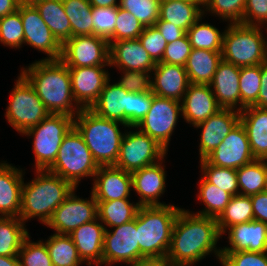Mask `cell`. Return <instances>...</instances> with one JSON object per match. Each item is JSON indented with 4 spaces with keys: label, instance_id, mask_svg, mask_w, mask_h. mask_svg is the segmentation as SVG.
Segmentation results:
<instances>
[{
    "label": "cell",
    "instance_id": "4316f807",
    "mask_svg": "<svg viewBox=\"0 0 267 266\" xmlns=\"http://www.w3.org/2000/svg\"><path fill=\"white\" fill-rule=\"evenodd\" d=\"M17 168L6 161L0 162V216L19 217L23 175Z\"/></svg>",
    "mask_w": 267,
    "mask_h": 266
},
{
    "label": "cell",
    "instance_id": "44dd1931",
    "mask_svg": "<svg viewBox=\"0 0 267 266\" xmlns=\"http://www.w3.org/2000/svg\"><path fill=\"white\" fill-rule=\"evenodd\" d=\"M239 121L240 111L222 108L204 122L196 125L194 128L202 129L199 143L200 160L216 149Z\"/></svg>",
    "mask_w": 267,
    "mask_h": 266
},
{
    "label": "cell",
    "instance_id": "db71d44e",
    "mask_svg": "<svg viewBox=\"0 0 267 266\" xmlns=\"http://www.w3.org/2000/svg\"><path fill=\"white\" fill-rule=\"evenodd\" d=\"M191 50L192 47L189 38L185 34L182 38L166 45L161 62L185 66Z\"/></svg>",
    "mask_w": 267,
    "mask_h": 266
},
{
    "label": "cell",
    "instance_id": "816d5d0a",
    "mask_svg": "<svg viewBox=\"0 0 267 266\" xmlns=\"http://www.w3.org/2000/svg\"><path fill=\"white\" fill-rule=\"evenodd\" d=\"M154 93L129 92V126H136L150 110Z\"/></svg>",
    "mask_w": 267,
    "mask_h": 266
},
{
    "label": "cell",
    "instance_id": "603a6c76",
    "mask_svg": "<svg viewBox=\"0 0 267 266\" xmlns=\"http://www.w3.org/2000/svg\"><path fill=\"white\" fill-rule=\"evenodd\" d=\"M189 84L187 72L182 65L159 62L152 70L151 91L159 97L181 102Z\"/></svg>",
    "mask_w": 267,
    "mask_h": 266
},
{
    "label": "cell",
    "instance_id": "60d3db41",
    "mask_svg": "<svg viewBox=\"0 0 267 266\" xmlns=\"http://www.w3.org/2000/svg\"><path fill=\"white\" fill-rule=\"evenodd\" d=\"M240 111L253 106L261 89V64L240 68Z\"/></svg>",
    "mask_w": 267,
    "mask_h": 266
},
{
    "label": "cell",
    "instance_id": "2e32d148",
    "mask_svg": "<svg viewBox=\"0 0 267 266\" xmlns=\"http://www.w3.org/2000/svg\"><path fill=\"white\" fill-rule=\"evenodd\" d=\"M204 159L214 166L235 170L255 160L242 123L239 121L222 143Z\"/></svg>",
    "mask_w": 267,
    "mask_h": 266
},
{
    "label": "cell",
    "instance_id": "484cf974",
    "mask_svg": "<svg viewBox=\"0 0 267 266\" xmlns=\"http://www.w3.org/2000/svg\"><path fill=\"white\" fill-rule=\"evenodd\" d=\"M239 78L240 67L224 60L219 63L209 85L221 108L240 111Z\"/></svg>",
    "mask_w": 267,
    "mask_h": 266
},
{
    "label": "cell",
    "instance_id": "e7e4bbea",
    "mask_svg": "<svg viewBox=\"0 0 267 266\" xmlns=\"http://www.w3.org/2000/svg\"><path fill=\"white\" fill-rule=\"evenodd\" d=\"M136 266H168L163 262H148L142 265H136Z\"/></svg>",
    "mask_w": 267,
    "mask_h": 266
},
{
    "label": "cell",
    "instance_id": "f35d334b",
    "mask_svg": "<svg viewBox=\"0 0 267 266\" xmlns=\"http://www.w3.org/2000/svg\"><path fill=\"white\" fill-rule=\"evenodd\" d=\"M201 16L186 32L192 49H206L222 52L224 32L214 25L202 22Z\"/></svg>",
    "mask_w": 267,
    "mask_h": 266
},
{
    "label": "cell",
    "instance_id": "ba28073f",
    "mask_svg": "<svg viewBox=\"0 0 267 266\" xmlns=\"http://www.w3.org/2000/svg\"><path fill=\"white\" fill-rule=\"evenodd\" d=\"M73 126L74 117L50 113L38 125L22 134L33 137L32 149L36 170H47L54 163L63 138Z\"/></svg>",
    "mask_w": 267,
    "mask_h": 266
},
{
    "label": "cell",
    "instance_id": "4fadbf2b",
    "mask_svg": "<svg viewBox=\"0 0 267 266\" xmlns=\"http://www.w3.org/2000/svg\"><path fill=\"white\" fill-rule=\"evenodd\" d=\"M109 42L96 35H77L62 44L60 60L68 67H109Z\"/></svg>",
    "mask_w": 267,
    "mask_h": 266
},
{
    "label": "cell",
    "instance_id": "1f68e13d",
    "mask_svg": "<svg viewBox=\"0 0 267 266\" xmlns=\"http://www.w3.org/2000/svg\"><path fill=\"white\" fill-rule=\"evenodd\" d=\"M34 6L61 44L71 38V24L65 13L62 0H42Z\"/></svg>",
    "mask_w": 267,
    "mask_h": 266
},
{
    "label": "cell",
    "instance_id": "836d02e7",
    "mask_svg": "<svg viewBox=\"0 0 267 266\" xmlns=\"http://www.w3.org/2000/svg\"><path fill=\"white\" fill-rule=\"evenodd\" d=\"M236 171L240 195L251 196L267 190V160L255 159Z\"/></svg>",
    "mask_w": 267,
    "mask_h": 266
},
{
    "label": "cell",
    "instance_id": "6da1fadb",
    "mask_svg": "<svg viewBox=\"0 0 267 266\" xmlns=\"http://www.w3.org/2000/svg\"><path fill=\"white\" fill-rule=\"evenodd\" d=\"M221 236L216 218L182 208L173 226L171 245L164 263L168 266H193L212 253L220 263L222 254L217 242Z\"/></svg>",
    "mask_w": 267,
    "mask_h": 266
},
{
    "label": "cell",
    "instance_id": "7c38bea8",
    "mask_svg": "<svg viewBox=\"0 0 267 266\" xmlns=\"http://www.w3.org/2000/svg\"><path fill=\"white\" fill-rule=\"evenodd\" d=\"M105 229L102 265L122 262L129 266L140 265V247L137 237L136 217L130 222Z\"/></svg>",
    "mask_w": 267,
    "mask_h": 266
},
{
    "label": "cell",
    "instance_id": "94428289",
    "mask_svg": "<svg viewBox=\"0 0 267 266\" xmlns=\"http://www.w3.org/2000/svg\"><path fill=\"white\" fill-rule=\"evenodd\" d=\"M92 7H118L120 0H88Z\"/></svg>",
    "mask_w": 267,
    "mask_h": 266
},
{
    "label": "cell",
    "instance_id": "11a10c76",
    "mask_svg": "<svg viewBox=\"0 0 267 266\" xmlns=\"http://www.w3.org/2000/svg\"><path fill=\"white\" fill-rule=\"evenodd\" d=\"M241 24L265 27L267 0H247Z\"/></svg>",
    "mask_w": 267,
    "mask_h": 266
},
{
    "label": "cell",
    "instance_id": "83f0119b",
    "mask_svg": "<svg viewBox=\"0 0 267 266\" xmlns=\"http://www.w3.org/2000/svg\"><path fill=\"white\" fill-rule=\"evenodd\" d=\"M90 109L101 117L129 126V92L118 83L110 84V79Z\"/></svg>",
    "mask_w": 267,
    "mask_h": 266
},
{
    "label": "cell",
    "instance_id": "52a82bcc",
    "mask_svg": "<svg viewBox=\"0 0 267 266\" xmlns=\"http://www.w3.org/2000/svg\"><path fill=\"white\" fill-rule=\"evenodd\" d=\"M99 167L83 137L73 126L63 138L56 160L47 170L77 189L81 179L94 177Z\"/></svg>",
    "mask_w": 267,
    "mask_h": 266
},
{
    "label": "cell",
    "instance_id": "74e56055",
    "mask_svg": "<svg viewBox=\"0 0 267 266\" xmlns=\"http://www.w3.org/2000/svg\"><path fill=\"white\" fill-rule=\"evenodd\" d=\"M254 220L253 206L250 196L234 195L225 210L217 218L221 235L233 225Z\"/></svg>",
    "mask_w": 267,
    "mask_h": 266
},
{
    "label": "cell",
    "instance_id": "cb8c5ba5",
    "mask_svg": "<svg viewBox=\"0 0 267 266\" xmlns=\"http://www.w3.org/2000/svg\"><path fill=\"white\" fill-rule=\"evenodd\" d=\"M104 232L105 227L97 217L68 234L77 248L80 259L87 266H102Z\"/></svg>",
    "mask_w": 267,
    "mask_h": 266
},
{
    "label": "cell",
    "instance_id": "4dcf8cb0",
    "mask_svg": "<svg viewBox=\"0 0 267 266\" xmlns=\"http://www.w3.org/2000/svg\"><path fill=\"white\" fill-rule=\"evenodd\" d=\"M221 61V52L206 49H192L184 66L189 82L192 84L209 85Z\"/></svg>",
    "mask_w": 267,
    "mask_h": 266
},
{
    "label": "cell",
    "instance_id": "680465c9",
    "mask_svg": "<svg viewBox=\"0 0 267 266\" xmlns=\"http://www.w3.org/2000/svg\"><path fill=\"white\" fill-rule=\"evenodd\" d=\"M253 106L267 108V61L261 64V89Z\"/></svg>",
    "mask_w": 267,
    "mask_h": 266
},
{
    "label": "cell",
    "instance_id": "8d00e7d4",
    "mask_svg": "<svg viewBox=\"0 0 267 266\" xmlns=\"http://www.w3.org/2000/svg\"><path fill=\"white\" fill-rule=\"evenodd\" d=\"M198 201L203 202L205 207L195 214L218 218L230 202L232 195L219 187L209 183L203 176L198 182Z\"/></svg>",
    "mask_w": 267,
    "mask_h": 266
},
{
    "label": "cell",
    "instance_id": "ee69618b",
    "mask_svg": "<svg viewBox=\"0 0 267 266\" xmlns=\"http://www.w3.org/2000/svg\"><path fill=\"white\" fill-rule=\"evenodd\" d=\"M0 43L13 49H20L24 44L23 23L18 10L0 18Z\"/></svg>",
    "mask_w": 267,
    "mask_h": 266
},
{
    "label": "cell",
    "instance_id": "b9f144b4",
    "mask_svg": "<svg viewBox=\"0 0 267 266\" xmlns=\"http://www.w3.org/2000/svg\"><path fill=\"white\" fill-rule=\"evenodd\" d=\"M202 176L211 184L219 187L223 191L234 195H239L237 171L231 168L214 166L205 159L199 161Z\"/></svg>",
    "mask_w": 267,
    "mask_h": 266
},
{
    "label": "cell",
    "instance_id": "9f6ffc18",
    "mask_svg": "<svg viewBox=\"0 0 267 266\" xmlns=\"http://www.w3.org/2000/svg\"><path fill=\"white\" fill-rule=\"evenodd\" d=\"M154 26L164 37L167 44L182 38L186 34V32L183 29L179 28L178 26H175L170 22L163 21L160 18L156 21Z\"/></svg>",
    "mask_w": 267,
    "mask_h": 266
},
{
    "label": "cell",
    "instance_id": "d590c367",
    "mask_svg": "<svg viewBox=\"0 0 267 266\" xmlns=\"http://www.w3.org/2000/svg\"><path fill=\"white\" fill-rule=\"evenodd\" d=\"M44 242L53 266H79L84 264L69 235L54 233Z\"/></svg>",
    "mask_w": 267,
    "mask_h": 266
},
{
    "label": "cell",
    "instance_id": "03108f58",
    "mask_svg": "<svg viewBox=\"0 0 267 266\" xmlns=\"http://www.w3.org/2000/svg\"><path fill=\"white\" fill-rule=\"evenodd\" d=\"M188 1H204V0H188Z\"/></svg>",
    "mask_w": 267,
    "mask_h": 266
},
{
    "label": "cell",
    "instance_id": "f907efd6",
    "mask_svg": "<svg viewBox=\"0 0 267 266\" xmlns=\"http://www.w3.org/2000/svg\"><path fill=\"white\" fill-rule=\"evenodd\" d=\"M139 40L155 63L162 61L167 42L155 26L145 27Z\"/></svg>",
    "mask_w": 267,
    "mask_h": 266
},
{
    "label": "cell",
    "instance_id": "f546056e",
    "mask_svg": "<svg viewBox=\"0 0 267 266\" xmlns=\"http://www.w3.org/2000/svg\"><path fill=\"white\" fill-rule=\"evenodd\" d=\"M204 1L161 0L159 18L185 32L204 15Z\"/></svg>",
    "mask_w": 267,
    "mask_h": 266
},
{
    "label": "cell",
    "instance_id": "6125c7cd",
    "mask_svg": "<svg viewBox=\"0 0 267 266\" xmlns=\"http://www.w3.org/2000/svg\"><path fill=\"white\" fill-rule=\"evenodd\" d=\"M0 266H20L18 256H0Z\"/></svg>",
    "mask_w": 267,
    "mask_h": 266
},
{
    "label": "cell",
    "instance_id": "9c48e42d",
    "mask_svg": "<svg viewBox=\"0 0 267 266\" xmlns=\"http://www.w3.org/2000/svg\"><path fill=\"white\" fill-rule=\"evenodd\" d=\"M17 78L10 92L5 117L9 125L22 135L29 128L38 125L50 113L28 80L21 73Z\"/></svg>",
    "mask_w": 267,
    "mask_h": 266
},
{
    "label": "cell",
    "instance_id": "ffe728a7",
    "mask_svg": "<svg viewBox=\"0 0 267 266\" xmlns=\"http://www.w3.org/2000/svg\"><path fill=\"white\" fill-rule=\"evenodd\" d=\"M222 109L208 84H192L181 101L182 118L192 126H196Z\"/></svg>",
    "mask_w": 267,
    "mask_h": 266
},
{
    "label": "cell",
    "instance_id": "ac0fdd59",
    "mask_svg": "<svg viewBox=\"0 0 267 266\" xmlns=\"http://www.w3.org/2000/svg\"><path fill=\"white\" fill-rule=\"evenodd\" d=\"M91 193L97 202L128 199L132 191V176L114 165L100 166L93 177Z\"/></svg>",
    "mask_w": 267,
    "mask_h": 266
},
{
    "label": "cell",
    "instance_id": "d4e9b609",
    "mask_svg": "<svg viewBox=\"0 0 267 266\" xmlns=\"http://www.w3.org/2000/svg\"><path fill=\"white\" fill-rule=\"evenodd\" d=\"M228 234L230 246L221 247V251H267V224L252 220L229 227L224 234Z\"/></svg>",
    "mask_w": 267,
    "mask_h": 266
},
{
    "label": "cell",
    "instance_id": "5b68a950",
    "mask_svg": "<svg viewBox=\"0 0 267 266\" xmlns=\"http://www.w3.org/2000/svg\"><path fill=\"white\" fill-rule=\"evenodd\" d=\"M120 125H128L97 115L90 108L81 109L74 117V127L83 137L99 166L115 165L124 133Z\"/></svg>",
    "mask_w": 267,
    "mask_h": 266
},
{
    "label": "cell",
    "instance_id": "7a4b0ae2",
    "mask_svg": "<svg viewBox=\"0 0 267 266\" xmlns=\"http://www.w3.org/2000/svg\"><path fill=\"white\" fill-rule=\"evenodd\" d=\"M32 85L46 110L72 117L82 109L72 94L68 66L61 60H38L20 72Z\"/></svg>",
    "mask_w": 267,
    "mask_h": 266
},
{
    "label": "cell",
    "instance_id": "7bdbcfd3",
    "mask_svg": "<svg viewBox=\"0 0 267 266\" xmlns=\"http://www.w3.org/2000/svg\"><path fill=\"white\" fill-rule=\"evenodd\" d=\"M247 0H204V15L211 13L229 24H241ZM217 15V16H216Z\"/></svg>",
    "mask_w": 267,
    "mask_h": 266
},
{
    "label": "cell",
    "instance_id": "ab89813d",
    "mask_svg": "<svg viewBox=\"0 0 267 266\" xmlns=\"http://www.w3.org/2000/svg\"><path fill=\"white\" fill-rule=\"evenodd\" d=\"M71 24V37L93 35L92 5L88 0H62Z\"/></svg>",
    "mask_w": 267,
    "mask_h": 266
},
{
    "label": "cell",
    "instance_id": "8fae6325",
    "mask_svg": "<svg viewBox=\"0 0 267 266\" xmlns=\"http://www.w3.org/2000/svg\"><path fill=\"white\" fill-rule=\"evenodd\" d=\"M179 116H182L181 102L154 95L150 110L135 127L154 139L168 152Z\"/></svg>",
    "mask_w": 267,
    "mask_h": 266
},
{
    "label": "cell",
    "instance_id": "91938a15",
    "mask_svg": "<svg viewBox=\"0 0 267 266\" xmlns=\"http://www.w3.org/2000/svg\"><path fill=\"white\" fill-rule=\"evenodd\" d=\"M19 6L18 0H0V18L17 11Z\"/></svg>",
    "mask_w": 267,
    "mask_h": 266
},
{
    "label": "cell",
    "instance_id": "d6986e66",
    "mask_svg": "<svg viewBox=\"0 0 267 266\" xmlns=\"http://www.w3.org/2000/svg\"><path fill=\"white\" fill-rule=\"evenodd\" d=\"M164 158L159 162L131 172L132 187L140 197V206L167 205L160 202V197L166 188V171L162 165Z\"/></svg>",
    "mask_w": 267,
    "mask_h": 266
},
{
    "label": "cell",
    "instance_id": "277c9868",
    "mask_svg": "<svg viewBox=\"0 0 267 266\" xmlns=\"http://www.w3.org/2000/svg\"><path fill=\"white\" fill-rule=\"evenodd\" d=\"M35 171V178L27 183L23 181L19 218L26 224L37 217L46 225L53 212L76 188L48 170Z\"/></svg>",
    "mask_w": 267,
    "mask_h": 266
},
{
    "label": "cell",
    "instance_id": "f1b7e54d",
    "mask_svg": "<svg viewBox=\"0 0 267 266\" xmlns=\"http://www.w3.org/2000/svg\"><path fill=\"white\" fill-rule=\"evenodd\" d=\"M242 123L255 159L267 160V108L249 106L240 111Z\"/></svg>",
    "mask_w": 267,
    "mask_h": 266
},
{
    "label": "cell",
    "instance_id": "8992f818",
    "mask_svg": "<svg viewBox=\"0 0 267 266\" xmlns=\"http://www.w3.org/2000/svg\"><path fill=\"white\" fill-rule=\"evenodd\" d=\"M225 28L222 60L240 68L267 61V37L262 33L263 27L228 24ZM265 28L267 32V27Z\"/></svg>",
    "mask_w": 267,
    "mask_h": 266
},
{
    "label": "cell",
    "instance_id": "3957f363",
    "mask_svg": "<svg viewBox=\"0 0 267 266\" xmlns=\"http://www.w3.org/2000/svg\"><path fill=\"white\" fill-rule=\"evenodd\" d=\"M172 204L140 206L136 214V229L140 247V265L148 262H165L172 230L179 214Z\"/></svg>",
    "mask_w": 267,
    "mask_h": 266
},
{
    "label": "cell",
    "instance_id": "9a60e30c",
    "mask_svg": "<svg viewBox=\"0 0 267 266\" xmlns=\"http://www.w3.org/2000/svg\"><path fill=\"white\" fill-rule=\"evenodd\" d=\"M24 29V44L47 54L40 60H60L62 44L43 21L35 6L20 5L18 8Z\"/></svg>",
    "mask_w": 267,
    "mask_h": 266
},
{
    "label": "cell",
    "instance_id": "30bf717a",
    "mask_svg": "<svg viewBox=\"0 0 267 266\" xmlns=\"http://www.w3.org/2000/svg\"><path fill=\"white\" fill-rule=\"evenodd\" d=\"M128 128H136V131L125 130L114 166L131 173L166 158L167 151L154 139L135 126H128Z\"/></svg>",
    "mask_w": 267,
    "mask_h": 266
},
{
    "label": "cell",
    "instance_id": "c3c4849f",
    "mask_svg": "<svg viewBox=\"0 0 267 266\" xmlns=\"http://www.w3.org/2000/svg\"><path fill=\"white\" fill-rule=\"evenodd\" d=\"M117 14L118 7H92L93 35L108 41L115 33Z\"/></svg>",
    "mask_w": 267,
    "mask_h": 266
},
{
    "label": "cell",
    "instance_id": "6f0895ef",
    "mask_svg": "<svg viewBox=\"0 0 267 266\" xmlns=\"http://www.w3.org/2000/svg\"><path fill=\"white\" fill-rule=\"evenodd\" d=\"M254 220L267 224V190L250 196Z\"/></svg>",
    "mask_w": 267,
    "mask_h": 266
},
{
    "label": "cell",
    "instance_id": "be15d7a7",
    "mask_svg": "<svg viewBox=\"0 0 267 266\" xmlns=\"http://www.w3.org/2000/svg\"><path fill=\"white\" fill-rule=\"evenodd\" d=\"M42 0H18L19 5H29L34 6L37 2H40Z\"/></svg>",
    "mask_w": 267,
    "mask_h": 266
},
{
    "label": "cell",
    "instance_id": "7dc6e473",
    "mask_svg": "<svg viewBox=\"0 0 267 266\" xmlns=\"http://www.w3.org/2000/svg\"><path fill=\"white\" fill-rule=\"evenodd\" d=\"M144 28L143 24L132 13L118 6L115 33L108 42L138 39Z\"/></svg>",
    "mask_w": 267,
    "mask_h": 266
},
{
    "label": "cell",
    "instance_id": "681fc988",
    "mask_svg": "<svg viewBox=\"0 0 267 266\" xmlns=\"http://www.w3.org/2000/svg\"><path fill=\"white\" fill-rule=\"evenodd\" d=\"M221 254L222 266H267V251H221Z\"/></svg>",
    "mask_w": 267,
    "mask_h": 266
},
{
    "label": "cell",
    "instance_id": "7402d4cb",
    "mask_svg": "<svg viewBox=\"0 0 267 266\" xmlns=\"http://www.w3.org/2000/svg\"><path fill=\"white\" fill-rule=\"evenodd\" d=\"M109 66L118 70L152 72L156 63L138 39L109 42Z\"/></svg>",
    "mask_w": 267,
    "mask_h": 266
},
{
    "label": "cell",
    "instance_id": "bcb514c9",
    "mask_svg": "<svg viewBox=\"0 0 267 266\" xmlns=\"http://www.w3.org/2000/svg\"><path fill=\"white\" fill-rule=\"evenodd\" d=\"M161 0H120L119 7L132 13L144 27L154 26L159 19Z\"/></svg>",
    "mask_w": 267,
    "mask_h": 266
},
{
    "label": "cell",
    "instance_id": "e575fe53",
    "mask_svg": "<svg viewBox=\"0 0 267 266\" xmlns=\"http://www.w3.org/2000/svg\"><path fill=\"white\" fill-rule=\"evenodd\" d=\"M19 217L0 216V256H18L24 239L30 234Z\"/></svg>",
    "mask_w": 267,
    "mask_h": 266
},
{
    "label": "cell",
    "instance_id": "d6a6232c",
    "mask_svg": "<svg viewBox=\"0 0 267 266\" xmlns=\"http://www.w3.org/2000/svg\"><path fill=\"white\" fill-rule=\"evenodd\" d=\"M129 200L130 198L97 202L98 219L105 229H112L135 219L140 205Z\"/></svg>",
    "mask_w": 267,
    "mask_h": 266
},
{
    "label": "cell",
    "instance_id": "5bb4252c",
    "mask_svg": "<svg viewBox=\"0 0 267 266\" xmlns=\"http://www.w3.org/2000/svg\"><path fill=\"white\" fill-rule=\"evenodd\" d=\"M75 190L53 212L46 223V226L57 234L68 235L79 226L98 217L97 201L93 194H90V199H82L76 195Z\"/></svg>",
    "mask_w": 267,
    "mask_h": 266
},
{
    "label": "cell",
    "instance_id": "f5cc1de1",
    "mask_svg": "<svg viewBox=\"0 0 267 266\" xmlns=\"http://www.w3.org/2000/svg\"><path fill=\"white\" fill-rule=\"evenodd\" d=\"M122 76L118 83L128 92L151 91V72L120 70Z\"/></svg>",
    "mask_w": 267,
    "mask_h": 266
},
{
    "label": "cell",
    "instance_id": "e0dca14e",
    "mask_svg": "<svg viewBox=\"0 0 267 266\" xmlns=\"http://www.w3.org/2000/svg\"><path fill=\"white\" fill-rule=\"evenodd\" d=\"M106 66L68 67L71 76L72 94L76 103L91 108L110 79Z\"/></svg>",
    "mask_w": 267,
    "mask_h": 266
},
{
    "label": "cell",
    "instance_id": "f6af8a7d",
    "mask_svg": "<svg viewBox=\"0 0 267 266\" xmlns=\"http://www.w3.org/2000/svg\"><path fill=\"white\" fill-rule=\"evenodd\" d=\"M28 235L18 252L20 266H53L45 242H32Z\"/></svg>",
    "mask_w": 267,
    "mask_h": 266
}]
</instances>
